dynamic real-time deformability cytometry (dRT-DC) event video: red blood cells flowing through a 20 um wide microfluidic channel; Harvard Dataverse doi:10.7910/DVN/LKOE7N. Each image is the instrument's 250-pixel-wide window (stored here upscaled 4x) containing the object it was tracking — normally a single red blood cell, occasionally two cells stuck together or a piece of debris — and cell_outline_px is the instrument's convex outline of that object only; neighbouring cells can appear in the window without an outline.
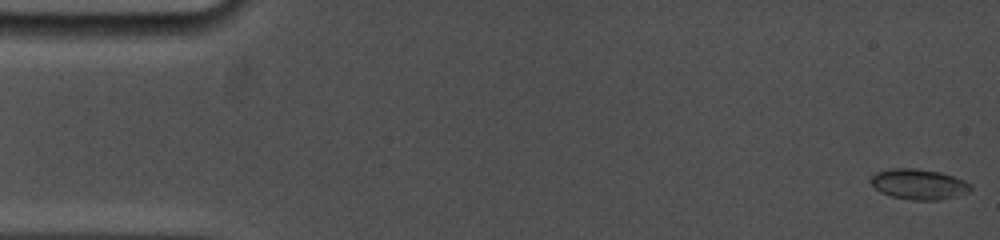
{"species": "common noctule bat (a hibernating species)", "species_latin": "Nyctalus noctula", "temperature_condition": "cold", "stored_images_in_passage": 57, "camera_frame_rate_fps": 5000, "um_per_image_px": 0.085, "animal": {"sex": "female", "body_mass_g": 19.0, "forearm_length_mm": 53.3}, "frame": {"image": 1, "passage_image": 1, "time_ms": 0.0, "image_size_px": [1000, 240], "cell_outline_px": [[972, 188], [968, 192], [956, 196], [940, 200], [912, 200], [892, 196], [880, 192], [868, 180], [876, 172], [892, 168], [916, 168], [940, 172], [964, 180], [972, 184]], "centroid_in_image_um": [78.1, 15.65], "position_along_channel_um": 6.9, "area_um2": 17.74}}
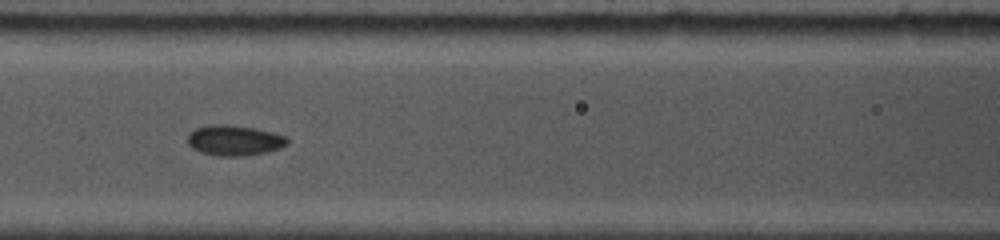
{"frame": {"image": 2, "passage_image": 26, "time_ms": 7.2, "image_size_px": [1000, 240], "cell_outline_px": [[288, 144], [280, 148], [264, 152], [240, 156], [216, 156], [200, 152], [192, 148], [188, 144], [188, 132], [196, 128], [208, 124], [228, 124], [256, 128], [276, 132], [288, 136]], "centroid_in_image_um": [19.92, 11.91], "position_along_channel_um": 146.7, "area_um2": 17.98}}
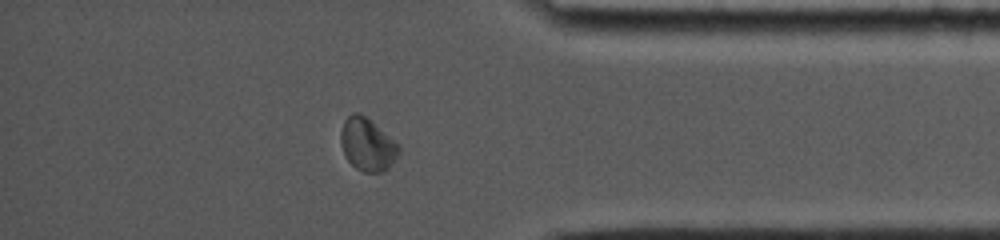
{"frame": {"image": 3, "passage_image": 49, "time_ms": 14.2, "image_size_px": [1000, 240], "cell_outline_px": [[400, 152], [388, 168], [380, 172], [364, 172], [356, 168], [344, 156], [340, 144], [340, 132], [344, 120], [352, 112], [356, 112], [364, 116], [400, 144]], "centroid_in_image_um": [31.21, 12.28], "position_along_channel_um": 404.0, "area_um2": 17.8}, "authors_computed_cell_mechanics": {"area_um2": 16.9932, "velocity_mm_per_s": 3.7779, "shape_relaxation_time_tau1_ms": 4.6976, "shape_relaxation_time_tau2_ms": 2.5811, "deformation_change_tau1": 0.0845, "deformation_change_tau2": 0.048}}